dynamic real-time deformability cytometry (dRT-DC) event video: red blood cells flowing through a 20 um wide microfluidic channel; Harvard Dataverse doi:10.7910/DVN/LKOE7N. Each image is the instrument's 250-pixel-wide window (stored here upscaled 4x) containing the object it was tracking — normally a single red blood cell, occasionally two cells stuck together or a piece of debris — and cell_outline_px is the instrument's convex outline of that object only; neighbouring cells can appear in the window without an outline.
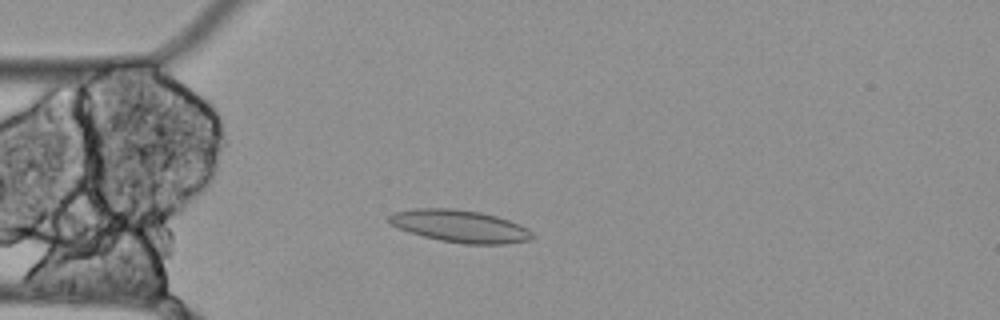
{"species": "Egyptian fruit bat (a non-hibernating species)", "species_latin": "Rousettus aegyptiacus", "temperature_condition": "cold", "stored_images_in_passage": 40, "camera_frame_rate_fps": 3000, "um_per_image_px": 0.085, "animal": {"sex": "female"}, "frame": {"image": 1, "passage_image": 7, "time_ms": 2.0, "image_size_px": [1000, 320], "cell_outline_px": [[536, 236], [528, 240], [504, 244], [464, 244], [440, 240], [424, 236], [400, 228], [392, 224], [388, 220], [388, 216], [396, 212], [412, 208], [452, 208], [480, 212], [496, 216], [520, 224], [528, 228]], "centroid_in_image_um": [39.14, 19.22], "position_along_channel_um": 45.9, "area_um2": 26.82}}
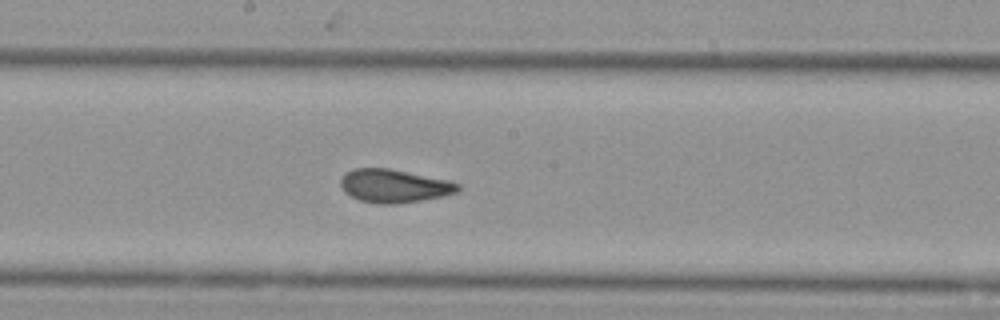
{"frame": {"image": 2, "passage_image": 22, "time_ms": 7.0, "image_size_px": [1000, 320], "cell_outline_px": [[460, 188], [456, 192], [444, 196], [396, 204], [376, 204], [360, 200], [344, 192], [340, 184], [340, 180], [352, 168], [388, 168], [448, 180], [460, 184]], "centroid_in_image_um": [33.49, 15.81], "position_along_channel_um": 214.7, "area_um2": 22.6}}
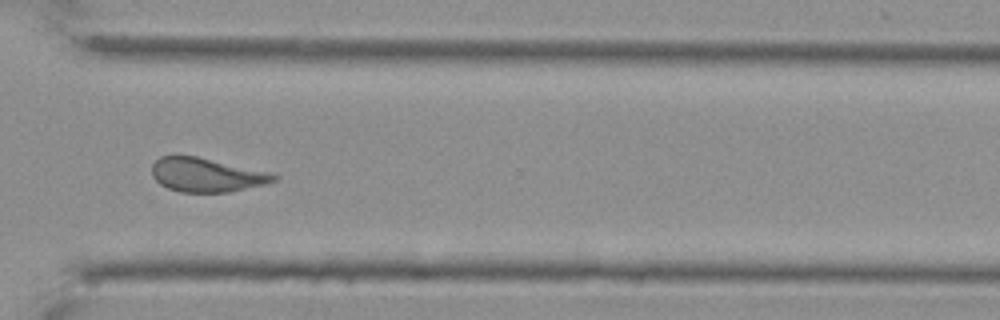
{"frame": {"image": 3, "passage_image": 34, "time_ms": 11.0, "image_size_px": [1000, 320], "cell_outline_px": [[280, 176], [276, 180], [264, 184], [228, 192], [180, 192], [168, 188], [160, 184], [152, 176], [152, 164], [160, 156], [196, 156], [268, 172]], "centroid_in_image_um": [17.52, 14.87], "position_along_channel_um": 353.1, "area_um2": 23.81}, "authors_computed_cell_mechanics": {"area_um2": 23.8425, "velocity_mm_per_s": 3.4571, "shape_relaxation_time_tau1_ms": null, "shape_relaxation_time_tau2_ms": 4.1834, "deformation_change_tau1": null, "deformation_change_tau2": 0.0724}}